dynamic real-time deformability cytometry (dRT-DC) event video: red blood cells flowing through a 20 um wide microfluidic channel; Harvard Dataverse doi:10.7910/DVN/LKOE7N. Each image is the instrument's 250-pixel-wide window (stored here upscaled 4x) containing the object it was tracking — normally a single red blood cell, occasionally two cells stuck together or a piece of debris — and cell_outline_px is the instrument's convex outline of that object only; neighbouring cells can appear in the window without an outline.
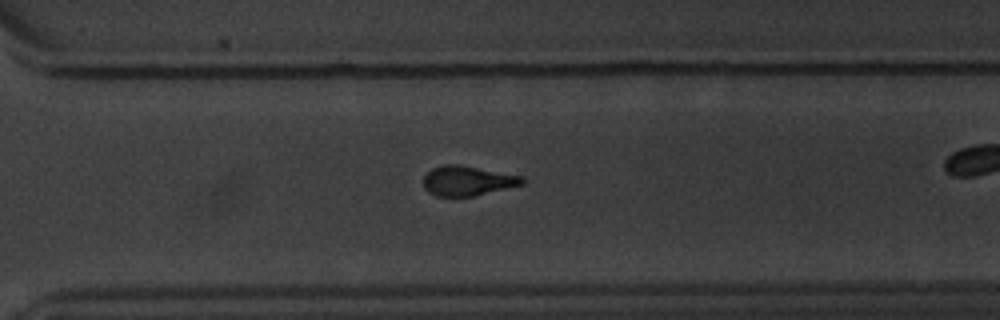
{"species": "common noctule bat (a hibernating species)", "species_latin": "Nyctalus noctula", "temperature_condition": "warm", "stored_images_in_passage": 44, "camera_frame_rate_fps": 3000, "um_per_image_px": 0.085, "animal": {"sex": "male", "body_mass_g": 20.1, "forearm_length_mm": 53.5}, "frame": {"image": 1, "passage_image": 38, "time_ms": 12.333, "image_size_px": [1000, 320], "cell_outline_px": [[524, 184], [472, 196], [436, 196], [428, 192], [424, 188], [424, 176], [432, 168], [444, 164], [460, 164], [524, 176]], "centroid_in_image_um": [39.74, 15.35], "position_along_channel_um": 330.9, "area_um2": 17.17}}